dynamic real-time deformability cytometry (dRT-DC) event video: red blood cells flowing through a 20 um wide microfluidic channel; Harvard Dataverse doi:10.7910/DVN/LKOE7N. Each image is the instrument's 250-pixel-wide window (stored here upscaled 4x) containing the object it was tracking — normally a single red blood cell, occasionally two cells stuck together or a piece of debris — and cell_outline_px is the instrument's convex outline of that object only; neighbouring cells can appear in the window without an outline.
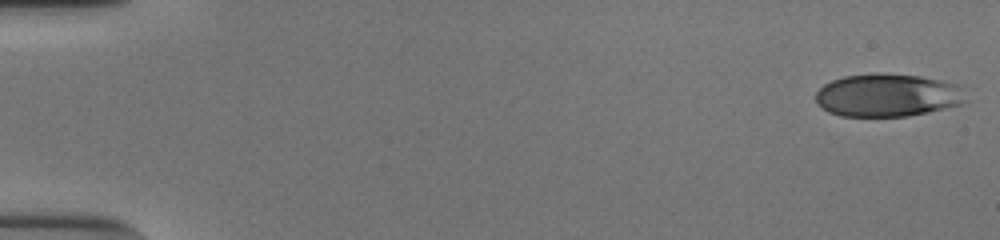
{"species": "human", "species_latin": "Homo sapiens", "temperature_condition": "cold", "stored_images_in_passage": 52, "camera_frame_rate_fps": 3000, "um_per_image_px": 0.085, "donor": {"sex": "male"}, "frame": {"image": 1, "passage_image": 1, "time_ms": 0.0, "image_size_px": [1000, 240], "cell_outline_px": [[968, 100], [964, 104], [928, 112], [908, 116], [840, 116], [828, 112], [816, 100], [816, 92], [824, 84], [832, 80], [844, 76], [920, 76], [940, 80], [956, 84]], "centroid_in_image_um": [75.47, 8.14], "position_along_channel_um": 9.5, "area_um2": 36.53}}
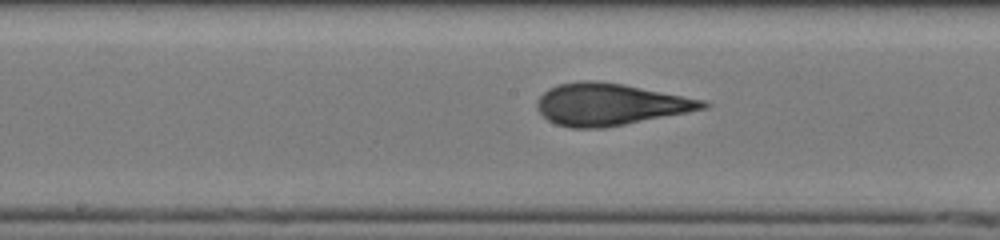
{"frame": {"image": 2, "passage_image": 28, "time_ms": 9.0, "image_size_px": [1000, 240], "cell_outline_px": [[712, 104], [708, 108], [688, 112], [604, 128], [572, 128], [556, 124], [548, 120], [536, 108], [536, 100], [548, 88], [556, 84], [580, 80], [592, 80], [624, 84], [704, 100]], "centroid_in_image_um": [51.83, 8.86], "position_along_channel_um": 196.4, "area_um2": 40.58}}
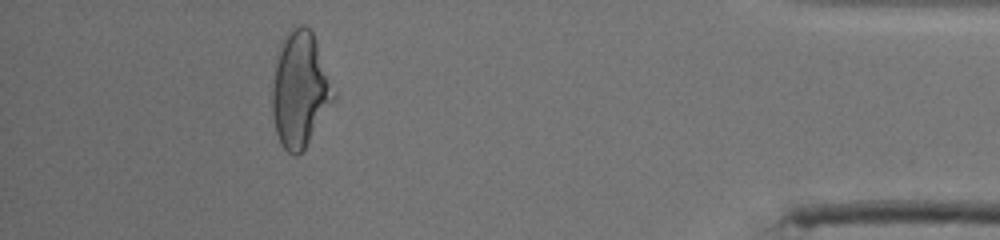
{"frame": {"image": 3, "passage_image": 48, "time_ms": 15.667, "image_size_px": [1000, 240], "cell_outline_px": [[336, 100], [304, 148], [296, 156], [292, 156], [280, 144], [276, 132], [272, 112], [272, 88], [276, 52], [280, 40], [292, 28], [300, 24], [304, 24], [312, 32], [336, 92]], "centroid_in_image_um": [25.49, 7.6], "position_along_channel_um": 409.7, "area_um2": 41.62}, "authors_computed_cell_mechanics": {"area_um2": 39.6219, "velocity_mm_per_s": 3.9182, "shape_relaxation_time_tau1_ms": 6.0442, "shape_relaxation_time_tau2_ms": 1.1213, "deformation_change_tau1": 0.2124, "deformation_change_tau2": 0.0864}}